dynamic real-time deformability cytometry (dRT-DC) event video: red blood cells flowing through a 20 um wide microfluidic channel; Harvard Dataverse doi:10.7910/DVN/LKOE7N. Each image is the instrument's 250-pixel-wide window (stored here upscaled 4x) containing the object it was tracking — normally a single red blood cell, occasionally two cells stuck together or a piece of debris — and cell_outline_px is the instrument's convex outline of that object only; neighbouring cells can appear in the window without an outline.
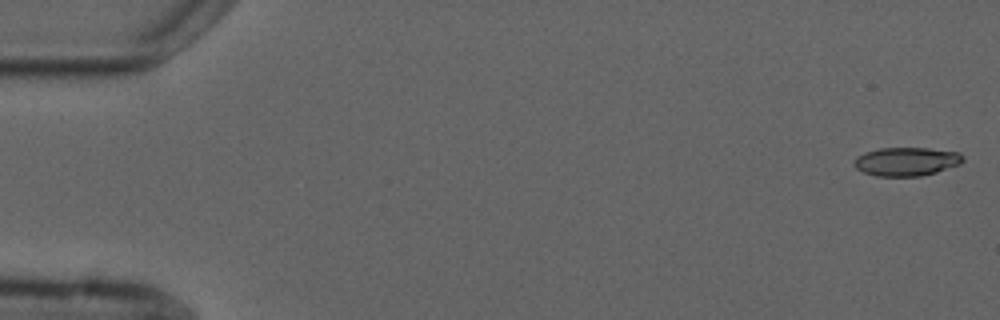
{"species": "common noctule bat (a hibernating species)", "species_latin": "Nyctalus noctula", "temperature_condition": "cold", "stored_images_in_passage": 6, "camera_frame_rate_fps": 3000, "um_per_image_px": 0.085, "animal": {"sex": "male", "forearm_length_mm": 52.5}, "frame": {"image": 1, "passage_image": 1, "time_ms": 0.0, "image_size_px": [1000, 320], "cell_outline_px": [[964, 160], [960, 164], [936, 172], [920, 176], [876, 176], [864, 172], [856, 168], [852, 164], [856, 156], [864, 152], [880, 148], [928, 148], [960, 152], [964, 156]], "centroid_in_image_um": [77.04, 13.72], "position_along_channel_um": 8.0, "area_um2": 18.26}}